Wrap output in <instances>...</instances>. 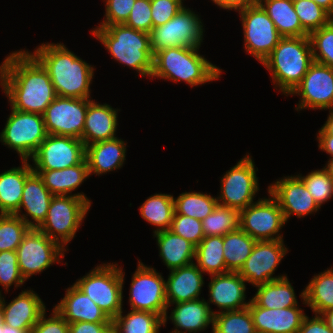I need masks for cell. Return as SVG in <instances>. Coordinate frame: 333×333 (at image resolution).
<instances>
[{"instance_id": "obj_32", "label": "cell", "mask_w": 333, "mask_h": 333, "mask_svg": "<svg viewBox=\"0 0 333 333\" xmlns=\"http://www.w3.org/2000/svg\"><path fill=\"white\" fill-rule=\"evenodd\" d=\"M282 37H303L309 33L302 27L293 0H258Z\"/></svg>"}, {"instance_id": "obj_56", "label": "cell", "mask_w": 333, "mask_h": 333, "mask_svg": "<svg viewBox=\"0 0 333 333\" xmlns=\"http://www.w3.org/2000/svg\"><path fill=\"white\" fill-rule=\"evenodd\" d=\"M329 115L324 125L318 130L317 134H331L333 135V109L329 110Z\"/></svg>"}, {"instance_id": "obj_9", "label": "cell", "mask_w": 333, "mask_h": 333, "mask_svg": "<svg viewBox=\"0 0 333 333\" xmlns=\"http://www.w3.org/2000/svg\"><path fill=\"white\" fill-rule=\"evenodd\" d=\"M203 20L189 7L184 6L171 20L153 27L150 47L153 55L172 47H200L204 39Z\"/></svg>"}, {"instance_id": "obj_45", "label": "cell", "mask_w": 333, "mask_h": 333, "mask_svg": "<svg viewBox=\"0 0 333 333\" xmlns=\"http://www.w3.org/2000/svg\"><path fill=\"white\" fill-rule=\"evenodd\" d=\"M297 176L320 207L333 198V179L323 168L313 170L306 176Z\"/></svg>"}, {"instance_id": "obj_6", "label": "cell", "mask_w": 333, "mask_h": 333, "mask_svg": "<svg viewBox=\"0 0 333 333\" xmlns=\"http://www.w3.org/2000/svg\"><path fill=\"white\" fill-rule=\"evenodd\" d=\"M125 272L117 263H102L90 270L74 285L113 320L123 309Z\"/></svg>"}, {"instance_id": "obj_35", "label": "cell", "mask_w": 333, "mask_h": 333, "mask_svg": "<svg viewBox=\"0 0 333 333\" xmlns=\"http://www.w3.org/2000/svg\"><path fill=\"white\" fill-rule=\"evenodd\" d=\"M174 211V196L165 193H156L147 197L139 207L141 217L150 225L157 227L153 233L170 230Z\"/></svg>"}, {"instance_id": "obj_60", "label": "cell", "mask_w": 333, "mask_h": 333, "mask_svg": "<svg viewBox=\"0 0 333 333\" xmlns=\"http://www.w3.org/2000/svg\"><path fill=\"white\" fill-rule=\"evenodd\" d=\"M323 169L329 174V176L333 179V157L329 158L327 164Z\"/></svg>"}, {"instance_id": "obj_59", "label": "cell", "mask_w": 333, "mask_h": 333, "mask_svg": "<svg viewBox=\"0 0 333 333\" xmlns=\"http://www.w3.org/2000/svg\"><path fill=\"white\" fill-rule=\"evenodd\" d=\"M328 327L333 331V309H329L321 314Z\"/></svg>"}, {"instance_id": "obj_55", "label": "cell", "mask_w": 333, "mask_h": 333, "mask_svg": "<svg viewBox=\"0 0 333 333\" xmlns=\"http://www.w3.org/2000/svg\"><path fill=\"white\" fill-rule=\"evenodd\" d=\"M318 147L320 150L326 152L333 157V135L331 134H317Z\"/></svg>"}, {"instance_id": "obj_3", "label": "cell", "mask_w": 333, "mask_h": 333, "mask_svg": "<svg viewBox=\"0 0 333 333\" xmlns=\"http://www.w3.org/2000/svg\"><path fill=\"white\" fill-rule=\"evenodd\" d=\"M200 47H172L153 55L150 79L157 78L172 82H186L190 87L216 81L222 69L199 54Z\"/></svg>"}, {"instance_id": "obj_43", "label": "cell", "mask_w": 333, "mask_h": 333, "mask_svg": "<svg viewBox=\"0 0 333 333\" xmlns=\"http://www.w3.org/2000/svg\"><path fill=\"white\" fill-rule=\"evenodd\" d=\"M302 27L310 34L327 25L333 17L312 0H293Z\"/></svg>"}, {"instance_id": "obj_5", "label": "cell", "mask_w": 333, "mask_h": 333, "mask_svg": "<svg viewBox=\"0 0 333 333\" xmlns=\"http://www.w3.org/2000/svg\"><path fill=\"white\" fill-rule=\"evenodd\" d=\"M313 62L309 36L282 37L262 65L271 72L276 90L289 96Z\"/></svg>"}, {"instance_id": "obj_49", "label": "cell", "mask_w": 333, "mask_h": 333, "mask_svg": "<svg viewBox=\"0 0 333 333\" xmlns=\"http://www.w3.org/2000/svg\"><path fill=\"white\" fill-rule=\"evenodd\" d=\"M124 24L135 30L150 33L153 28L150 0H136Z\"/></svg>"}, {"instance_id": "obj_13", "label": "cell", "mask_w": 333, "mask_h": 333, "mask_svg": "<svg viewBox=\"0 0 333 333\" xmlns=\"http://www.w3.org/2000/svg\"><path fill=\"white\" fill-rule=\"evenodd\" d=\"M269 194L239 211V228L256 241L283 240L286 221L278 202Z\"/></svg>"}, {"instance_id": "obj_12", "label": "cell", "mask_w": 333, "mask_h": 333, "mask_svg": "<svg viewBox=\"0 0 333 333\" xmlns=\"http://www.w3.org/2000/svg\"><path fill=\"white\" fill-rule=\"evenodd\" d=\"M238 13L242 21L245 51L262 64L282 36L258 2Z\"/></svg>"}, {"instance_id": "obj_39", "label": "cell", "mask_w": 333, "mask_h": 333, "mask_svg": "<svg viewBox=\"0 0 333 333\" xmlns=\"http://www.w3.org/2000/svg\"><path fill=\"white\" fill-rule=\"evenodd\" d=\"M217 205L215 196L202 192H183L174 198V210L177 214L201 221L212 213Z\"/></svg>"}, {"instance_id": "obj_28", "label": "cell", "mask_w": 333, "mask_h": 333, "mask_svg": "<svg viewBox=\"0 0 333 333\" xmlns=\"http://www.w3.org/2000/svg\"><path fill=\"white\" fill-rule=\"evenodd\" d=\"M118 111L109 104H100L93 99L88 103L82 141L85 145L109 140L116 136Z\"/></svg>"}, {"instance_id": "obj_1", "label": "cell", "mask_w": 333, "mask_h": 333, "mask_svg": "<svg viewBox=\"0 0 333 333\" xmlns=\"http://www.w3.org/2000/svg\"><path fill=\"white\" fill-rule=\"evenodd\" d=\"M0 86L10 107L21 112L41 114L57 97L46 69L30 53H9L0 65Z\"/></svg>"}, {"instance_id": "obj_4", "label": "cell", "mask_w": 333, "mask_h": 333, "mask_svg": "<svg viewBox=\"0 0 333 333\" xmlns=\"http://www.w3.org/2000/svg\"><path fill=\"white\" fill-rule=\"evenodd\" d=\"M91 34L104 45L113 59L145 78L151 76L153 53L150 34L125 24L95 27Z\"/></svg>"}, {"instance_id": "obj_40", "label": "cell", "mask_w": 333, "mask_h": 333, "mask_svg": "<svg viewBox=\"0 0 333 333\" xmlns=\"http://www.w3.org/2000/svg\"><path fill=\"white\" fill-rule=\"evenodd\" d=\"M212 333H257L249 308L213 315Z\"/></svg>"}, {"instance_id": "obj_24", "label": "cell", "mask_w": 333, "mask_h": 333, "mask_svg": "<svg viewBox=\"0 0 333 333\" xmlns=\"http://www.w3.org/2000/svg\"><path fill=\"white\" fill-rule=\"evenodd\" d=\"M171 305H175L174 309L163 318V326L171 320L175 327L170 333H197L205 331L209 324L213 326V314L204 298L169 304L167 309Z\"/></svg>"}, {"instance_id": "obj_47", "label": "cell", "mask_w": 333, "mask_h": 333, "mask_svg": "<svg viewBox=\"0 0 333 333\" xmlns=\"http://www.w3.org/2000/svg\"><path fill=\"white\" fill-rule=\"evenodd\" d=\"M170 231L188 240L196 247L205 237L202 229L201 220L182 214H177L175 211L173 214Z\"/></svg>"}, {"instance_id": "obj_8", "label": "cell", "mask_w": 333, "mask_h": 333, "mask_svg": "<svg viewBox=\"0 0 333 333\" xmlns=\"http://www.w3.org/2000/svg\"><path fill=\"white\" fill-rule=\"evenodd\" d=\"M10 109L0 142L16 151L20 160H29L48 136L43 115Z\"/></svg>"}, {"instance_id": "obj_31", "label": "cell", "mask_w": 333, "mask_h": 333, "mask_svg": "<svg viewBox=\"0 0 333 333\" xmlns=\"http://www.w3.org/2000/svg\"><path fill=\"white\" fill-rule=\"evenodd\" d=\"M159 256L169 270L189 265L195 260L196 246L170 230L155 232Z\"/></svg>"}, {"instance_id": "obj_33", "label": "cell", "mask_w": 333, "mask_h": 333, "mask_svg": "<svg viewBox=\"0 0 333 333\" xmlns=\"http://www.w3.org/2000/svg\"><path fill=\"white\" fill-rule=\"evenodd\" d=\"M255 287L257 292L251 300L257 306L268 309L299 306L294 287L287 276Z\"/></svg>"}, {"instance_id": "obj_52", "label": "cell", "mask_w": 333, "mask_h": 333, "mask_svg": "<svg viewBox=\"0 0 333 333\" xmlns=\"http://www.w3.org/2000/svg\"><path fill=\"white\" fill-rule=\"evenodd\" d=\"M314 315L312 318L305 316L298 333H333L321 315Z\"/></svg>"}, {"instance_id": "obj_18", "label": "cell", "mask_w": 333, "mask_h": 333, "mask_svg": "<svg viewBox=\"0 0 333 333\" xmlns=\"http://www.w3.org/2000/svg\"><path fill=\"white\" fill-rule=\"evenodd\" d=\"M285 246L284 240L257 241L238 273L252 286L286 277L287 274L274 275L281 260L288 253V248Z\"/></svg>"}, {"instance_id": "obj_14", "label": "cell", "mask_w": 333, "mask_h": 333, "mask_svg": "<svg viewBox=\"0 0 333 333\" xmlns=\"http://www.w3.org/2000/svg\"><path fill=\"white\" fill-rule=\"evenodd\" d=\"M129 291L130 309L149 311L162 318L167 312L165 279L161 273L138 260Z\"/></svg>"}, {"instance_id": "obj_16", "label": "cell", "mask_w": 333, "mask_h": 333, "mask_svg": "<svg viewBox=\"0 0 333 333\" xmlns=\"http://www.w3.org/2000/svg\"><path fill=\"white\" fill-rule=\"evenodd\" d=\"M91 99L57 96L43 113L50 135L71 136L82 140L88 103Z\"/></svg>"}, {"instance_id": "obj_10", "label": "cell", "mask_w": 333, "mask_h": 333, "mask_svg": "<svg viewBox=\"0 0 333 333\" xmlns=\"http://www.w3.org/2000/svg\"><path fill=\"white\" fill-rule=\"evenodd\" d=\"M256 171L252 156L246 154L220 179L218 204L240 211L254 203L259 191Z\"/></svg>"}, {"instance_id": "obj_21", "label": "cell", "mask_w": 333, "mask_h": 333, "mask_svg": "<svg viewBox=\"0 0 333 333\" xmlns=\"http://www.w3.org/2000/svg\"><path fill=\"white\" fill-rule=\"evenodd\" d=\"M248 308L257 333H298L306 316L299 306L268 309L257 306L251 299Z\"/></svg>"}, {"instance_id": "obj_2", "label": "cell", "mask_w": 333, "mask_h": 333, "mask_svg": "<svg viewBox=\"0 0 333 333\" xmlns=\"http://www.w3.org/2000/svg\"><path fill=\"white\" fill-rule=\"evenodd\" d=\"M46 69L56 95L91 99L94 67L69 50L63 43H42L30 52Z\"/></svg>"}, {"instance_id": "obj_48", "label": "cell", "mask_w": 333, "mask_h": 333, "mask_svg": "<svg viewBox=\"0 0 333 333\" xmlns=\"http://www.w3.org/2000/svg\"><path fill=\"white\" fill-rule=\"evenodd\" d=\"M105 2V18L96 27L113 24H124L129 18L136 0H103Z\"/></svg>"}, {"instance_id": "obj_41", "label": "cell", "mask_w": 333, "mask_h": 333, "mask_svg": "<svg viewBox=\"0 0 333 333\" xmlns=\"http://www.w3.org/2000/svg\"><path fill=\"white\" fill-rule=\"evenodd\" d=\"M204 236H224L239 229V210L218 204L214 211L202 220Z\"/></svg>"}, {"instance_id": "obj_46", "label": "cell", "mask_w": 333, "mask_h": 333, "mask_svg": "<svg viewBox=\"0 0 333 333\" xmlns=\"http://www.w3.org/2000/svg\"><path fill=\"white\" fill-rule=\"evenodd\" d=\"M24 283L25 279L19 271L16 251L0 252V286L2 285L7 293L12 285H15V288H21Z\"/></svg>"}, {"instance_id": "obj_27", "label": "cell", "mask_w": 333, "mask_h": 333, "mask_svg": "<svg viewBox=\"0 0 333 333\" xmlns=\"http://www.w3.org/2000/svg\"><path fill=\"white\" fill-rule=\"evenodd\" d=\"M126 145L127 143L119 137L87 145L85 160L89 175L102 176L107 172L120 169L126 160Z\"/></svg>"}, {"instance_id": "obj_30", "label": "cell", "mask_w": 333, "mask_h": 333, "mask_svg": "<svg viewBox=\"0 0 333 333\" xmlns=\"http://www.w3.org/2000/svg\"><path fill=\"white\" fill-rule=\"evenodd\" d=\"M30 160L20 167L0 173V214H15L19 210L26 178L33 172Z\"/></svg>"}, {"instance_id": "obj_19", "label": "cell", "mask_w": 333, "mask_h": 333, "mask_svg": "<svg viewBox=\"0 0 333 333\" xmlns=\"http://www.w3.org/2000/svg\"><path fill=\"white\" fill-rule=\"evenodd\" d=\"M267 190L278 202L286 222L292 215L304 218L306 215L316 213L321 208L297 174L276 179V182H272Z\"/></svg>"}, {"instance_id": "obj_20", "label": "cell", "mask_w": 333, "mask_h": 333, "mask_svg": "<svg viewBox=\"0 0 333 333\" xmlns=\"http://www.w3.org/2000/svg\"><path fill=\"white\" fill-rule=\"evenodd\" d=\"M209 299L206 301L213 315L219 312L234 311L247 308L250 300H246V281L238 272L209 275ZM221 311H213L210 304Z\"/></svg>"}, {"instance_id": "obj_23", "label": "cell", "mask_w": 333, "mask_h": 333, "mask_svg": "<svg viewBox=\"0 0 333 333\" xmlns=\"http://www.w3.org/2000/svg\"><path fill=\"white\" fill-rule=\"evenodd\" d=\"M1 293L3 304L4 324L23 330H32L37 324L41 315L46 311L45 303L39 295L31 290L25 289L7 302Z\"/></svg>"}, {"instance_id": "obj_29", "label": "cell", "mask_w": 333, "mask_h": 333, "mask_svg": "<svg viewBox=\"0 0 333 333\" xmlns=\"http://www.w3.org/2000/svg\"><path fill=\"white\" fill-rule=\"evenodd\" d=\"M33 171L39 174L44 182V185L53 196H78L84 200H87L91 204V201L83 192L72 194V192L78 189V187L81 186V184L84 183V181H86V179L90 176L85 159L80 164L61 170L54 169Z\"/></svg>"}, {"instance_id": "obj_61", "label": "cell", "mask_w": 333, "mask_h": 333, "mask_svg": "<svg viewBox=\"0 0 333 333\" xmlns=\"http://www.w3.org/2000/svg\"><path fill=\"white\" fill-rule=\"evenodd\" d=\"M1 292L2 290L0 289V333H1V326L4 325V312H3V304L1 301Z\"/></svg>"}, {"instance_id": "obj_25", "label": "cell", "mask_w": 333, "mask_h": 333, "mask_svg": "<svg viewBox=\"0 0 333 333\" xmlns=\"http://www.w3.org/2000/svg\"><path fill=\"white\" fill-rule=\"evenodd\" d=\"M53 307L69 324L112 323L104 311L74 284L66 289L65 296Z\"/></svg>"}, {"instance_id": "obj_11", "label": "cell", "mask_w": 333, "mask_h": 333, "mask_svg": "<svg viewBox=\"0 0 333 333\" xmlns=\"http://www.w3.org/2000/svg\"><path fill=\"white\" fill-rule=\"evenodd\" d=\"M65 251L58 242L50 239L36 228H30L16 249L19 271L27 281L32 275L41 273L60 263Z\"/></svg>"}, {"instance_id": "obj_34", "label": "cell", "mask_w": 333, "mask_h": 333, "mask_svg": "<svg viewBox=\"0 0 333 333\" xmlns=\"http://www.w3.org/2000/svg\"><path fill=\"white\" fill-rule=\"evenodd\" d=\"M299 295L314 314L333 309V268L315 274Z\"/></svg>"}, {"instance_id": "obj_38", "label": "cell", "mask_w": 333, "mask_h": 333, "mask_svg": "<svg viewBox=\"0 0 333 333\" xmlns=\"http://www.w3.org/2000/svg\"><path fill=\"white\" fill-rule=\"evenodd\" d=\"M122 311L112 320L119 333H159L163 318L149 311Z\"/></svg>"}, {"instance_id": "obj_58", "label": "cell", "mask_w": 333, "mask_h": 333, "mask_svg": "<svg viewBox=\"0 0 333 333\" xmlns=\"http://www.w3.org/2000/svg\"><path fill=\"white\" fill-rule=\"evenodd\" d=\"M31 330H23L19 328L11 327L10 325L4 324L1 326V333H30Z\"/></svg>"}, {"instance_id": "obj_36", "label": "cell", "mask_w": 333, "mask_h": 333, "mask_svg": "<svg viewBox=\"0 0 333 333\" xmlns=\"http://www.w3.org/2000/svg\"><path fill=\"white\" fill-rule=\"evenodd\" d=\"M223 236H206L196 247V266L205 274H225L226 269Z\"/></svg>"}, {"instance_id": "obj_15", "label": "cell", "mask_w": 333, "mask_h": 333, "mask_svg": "<svg viewBox=\"0 0 333 333\" xmlns=\"http://www.w3.org/2000/svg\"><path fill=\"white\" fill-rule=\"evenodd\" d=\"M84 159L85 145L81 139L48 134L30 160L34 163L33 170H61Z\"/></svg>"}, {"instance_id": "obj_22", "label": "cell", "mask_w": 333, "mask_h": 333, "mask_svg": "<svg viewBox=\"0 0 333 333\" xmlns=\"http://www.w3.org/2000/svg\"><path fill=\"white\" fill-rule=\"evenodd\" d=\"M52 198L53 195L42 178L33 171L26 178L19 210L15 215L23 219L30 228L37 229L46 218ZM21 209L25 212L22 213Z\"/></svg>"}, {"instance_id": "obj_44", "label": "cell", "mask_w": 333, "mask_h": 333, "mask_svg": "<svg viewBox=\"0 0 333 333\" xmlns=\"http://www.w3.org/2000/svg\"><path fill=\"white\" fill-rule=\"evenodd\" d=\"M313 60L333 68V19L309 34Z\"/></svg>"}, {"instance_id": "obj_51", "label": "cell", "mask_w": 333, "mask_h": 333, "mask_svg": "<svg viewBox=\"0 0 333 333\" xmlns=\"http://www.w3.org/2000/svg\"><path fill=\"white\" fill-rule=\"evenodd\" d=\"M51 316L46 311L41 315L30 333H69V323L53 308Z\"/></svg>"}, {"instance_id": "obj_62", "label": "cell", "mask_w": 333, "mask_h": 333, "mask_svg": "<svg viewBox=\"0 0 333 333\" xmlns=\"http://www.w3.org/2000/svg\"><path fill=\"white\" fill-rule=\"evenodd\" d=\"M104 333H119L117 329L114 327L113 324H111L105 331Z\"/></svg>"}, {"instance_id": "obj_53", "label": "cell", "mask_w": 333, "mask_h": 333, "mask_svg": "<svg viewBox=\"0 0 333 333\" xmlns=\"http://www.w3.org/2000/svg\"><path fill=\"white\" fill-rule=\"evenodd\" d=\"M112 323L74 322L69 324V333H104Z\"/></svg>"}, {"instance_id": "obj_26", "label": "cell", "mask_w": 333, "mask_h": 333, "mask_svg": "<svg viewBox=\"0 0 333 333\" xmlns=\"http://www.w3.org/2000/svg\"><path fill=\"white\" fill-rule=\"evenodd\" d=\"M165 281L167 305L201 299L204 285L203 272L193 262L169 271Z\"/></svg>"}, {"instance_id": "obj_7", "label": "cell", "mask_w": 333, "mask_h": 333, "mask_svg": "<svg viewBox=\"0 0 333 333\" xmlns=\"http://www.w3.org/2000/svg\"><path fill=\"white\" fill-rule=\"evenodd\" d=\"M91 204L78 196H53L44 222L37 228L64 249L76 237Z\"/></svg>"}, {"instance_id": "obj_42", "label": "cell", "mask_w": 333, "mask_h": 333, "mask_svg": "<svg viewBox=\"0 0 333 333\" xmlns=\"http://www.w3.org/2000/svg\"><path fill=\"white\" fill-rule=\"evenodd\" d=\"M30 227L15 214H0V252L16 251Z\"/></svg>"}, {"instance_id": "obj_37", "label": "cell", "mask_w": 333, "mask_h": 333, "mask_svg": "<svg viewBox=\"0 0 333 333\" xmlns=\"http://www.w3.org/2000/svg\"><path fill=\"white\" fill-rule=\"evenodd\" d=\"M257 241L240 228L223 236V251L228 272H239Z\"/></svg>"}, {"instance_id": "obj_17", "label": "cell", "mask_w": 333, "mask_h": 333, "mask_svg": "<svg viewBox=\"0 0 333 333\" xmlns=\"http://www.w3.org/2000/svg\"><path fill=\"white\" fill-rule=\"evenodd\" d=\"M289 95L300 96L296 111L307 108L332 110L333 68L314 61L301 82Z\"/></svg>"}, {"instance_id": "obj_54", "label": "cell", "mask_w": 333, "mask_h": 333, "mask_svg": "<svg viewBox=\"0 0 333 333\" xmlns=\"http://www.w3.org/2000/svg\"><path fill=\"white\" fill-rule=\"evenodd\" d=\"M221 9L240 11L257 3V0H211Z\"/></svg>"}, {"instance_id": "obj_50", "label": "cell", "mask_w": 333, "mask_h": 333, "mask_svg": "<svg viewBox=\"0 0 333 333\" xmlns=\"http://www.w3.org/2000/svg\"><path fill=\"white\" fill-rule=\"evenodd\" d=\"M150 3L153 27L168 22L184 7V0H150Z\"/></svg>"}, {"instance_id": "obj_57", "label": "cell", "mask_w": 333, "mask_h": 333, "mask_svg": "<svg viewBox=\"0 0 333 333\" xmlns=\"http://www.w3.org/2000/svg\"><path fill=\"white\" fill-rule=\"evenodd\" d=\"M333 17V0H312Z\"/></svg>"}]
</instances>
